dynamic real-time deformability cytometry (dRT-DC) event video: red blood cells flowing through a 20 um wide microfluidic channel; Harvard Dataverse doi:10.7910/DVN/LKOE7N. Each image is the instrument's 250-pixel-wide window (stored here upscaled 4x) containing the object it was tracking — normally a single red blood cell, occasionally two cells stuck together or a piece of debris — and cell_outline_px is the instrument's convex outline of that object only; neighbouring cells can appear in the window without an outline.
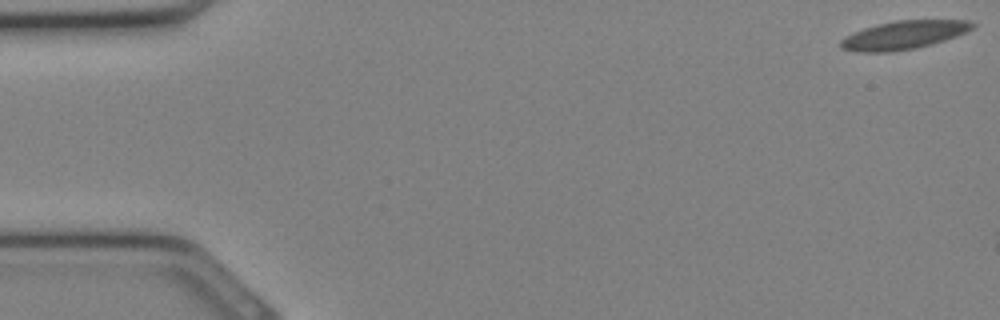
{"species": "Egyptian fruit bat (a non-hibernating species)", "species_latin": "Rousettus aegyptiacus", "temperature_condition": "cold", "stored_images_in_passage": 6, "camera_frame_rate_fps": 3000, "um_per_image_px": 0.085, "animal": {"sex": "female"}, "frame": {"image": 1, "passage_image": 1, "time_ms": 0.0, "image_size_px": [1000, 320], "cell_outline_px": [[976, 24], [972, 28], [956, 36], [932, 44], [916, 48], [892, 52], [856, 52], [840, 48], [840, 40], [864, 28], [896, 20], [972, 20]], "centroid_in_image_um": [76.83, 2.98], "position_along_channel_um": 8.2, "area_um2": 21.62}}